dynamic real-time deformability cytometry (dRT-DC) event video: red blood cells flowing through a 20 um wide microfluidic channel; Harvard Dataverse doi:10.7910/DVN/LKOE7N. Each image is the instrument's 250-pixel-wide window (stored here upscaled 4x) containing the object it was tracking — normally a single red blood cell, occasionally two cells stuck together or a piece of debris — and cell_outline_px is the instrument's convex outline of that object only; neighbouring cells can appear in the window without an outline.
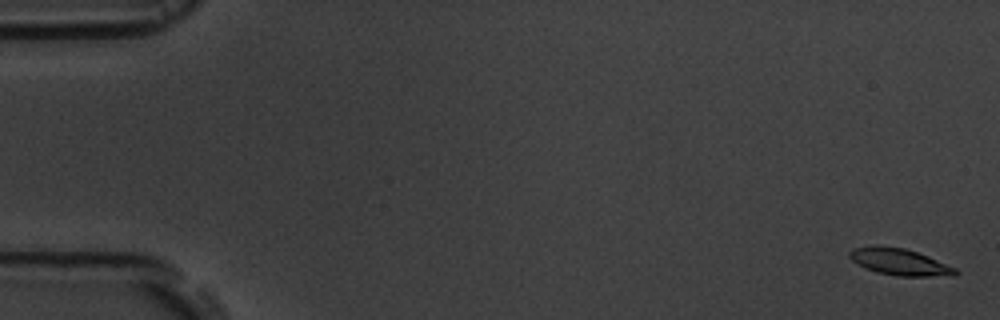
{"species": "common noctule bat (a hibernating species)", "species_latin": "Nyctalus noctula", "temperature_condition": "room temperature", "stored_images_in_passage": 4, "camera_frame_rate_fps": 3000, "um_per_image_px": 0.085, "animal": {"sex": "male", "body_mass_g": 19.5, "forearm_length_mm": 54.6}, "frame": {"image": 1, "passage_image": 1, "time_ms": 0.0, "image_size_px": [1000, 320], "cell_outline_px": [[960, 272], [956, 276], [896, 276], [876, 272], [864, 268], [852, 260], [848, 256], [848, 252], [852, 248], [876, 244], [904, 248], [928, 256], [956, 268]], "centroid_in_image_um": [76.44, 22.25], "position_along_channel_um": 8.6, "area_um2": 16.76}}
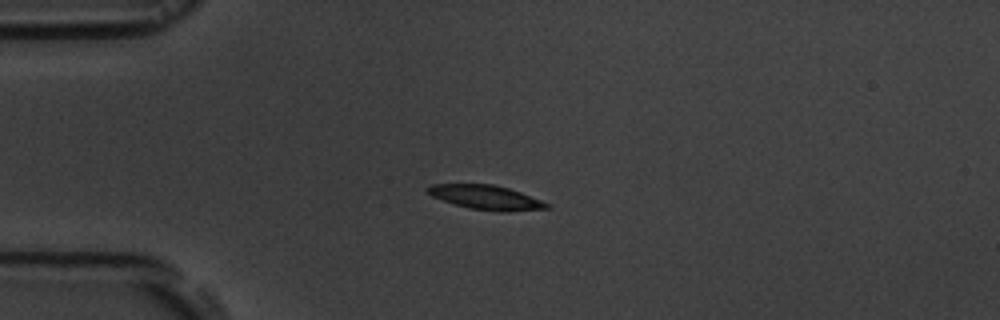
{"frame": {"image": 2, "passage_image": 4, "time_ms": 4.333, "image_size_px": [1000, 320], "cell_outline_px": [[552, 208], [508, 212], [496, 212], [472, 208], [456, 204], [432, 196], [424, 192], [424, 188], [432, 184], [492, 184], [508, 188], [520, 192], [540, 200], [548, 204]], "centroid_in_image_um": [41.29, 16.78], "position_along_channel_um": 43.7, "area_um2": 16.82}}